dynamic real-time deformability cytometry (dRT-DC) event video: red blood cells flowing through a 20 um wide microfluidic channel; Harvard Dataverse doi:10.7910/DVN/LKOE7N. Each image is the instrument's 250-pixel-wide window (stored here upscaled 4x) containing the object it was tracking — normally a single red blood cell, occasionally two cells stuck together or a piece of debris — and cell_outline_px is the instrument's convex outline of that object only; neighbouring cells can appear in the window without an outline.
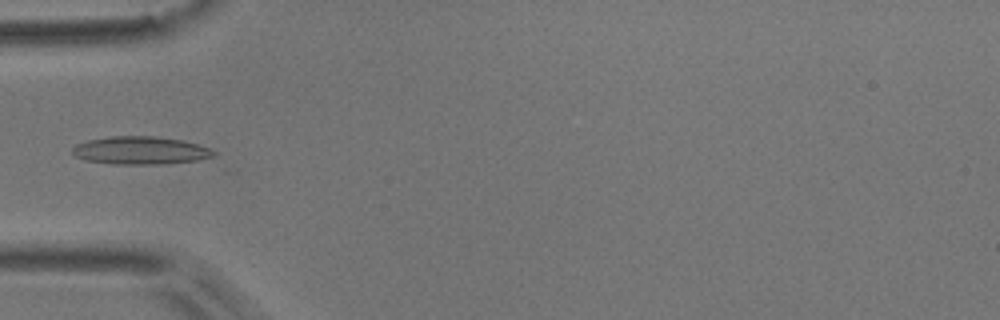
{"species": "common noctule bat (a hibernating species)", "species_latin": "Nyctalus noctula", "temperature_condition": "room temperature", "stored_images_in_passage": 5, "camera_frame_rate_fps": 3000, "um_per_image_px": 0.085, "animal": {"sex": "male", "body_mass_g": 17.9}, "frame": {"image": 1, "passage_image": 5, "time_ms": 1.333, "image_size_px": [1000, 320], "cell_outline_px": [[216, 152], [212, 156], [196, 160], [164, 164], [112, 164], [88, 160], [76, 156], [72, 152], [72, 148], [76, 144], [88, 140], [112, 136], [152, 136], [184, 140], [208, 148]], "centroid_in_image_um": [11.92, 12.78], "position_along_channel_um": 73.1, "area_um2": 22.72}}